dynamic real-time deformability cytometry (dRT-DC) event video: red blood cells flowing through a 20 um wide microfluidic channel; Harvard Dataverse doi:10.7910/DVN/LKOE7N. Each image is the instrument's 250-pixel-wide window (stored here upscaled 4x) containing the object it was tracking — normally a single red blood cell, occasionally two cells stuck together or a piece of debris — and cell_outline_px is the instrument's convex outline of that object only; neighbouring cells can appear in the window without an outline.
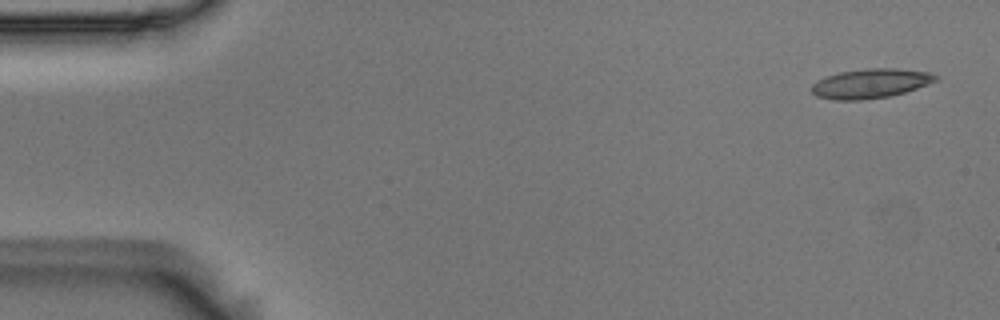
{"species": "Egyptian fruit bat (a non-hibernating species)", "species_latin": "Rousettus aegyptiacus", "temperature_condition": "room temperature", "stored_images_in_passage": 6, "camera_frame_rate_fps": 3000, "um_per_image_px": 0.085, "animal": {"sex": "male"}, "frame": {"image": 1, "passage_image": 1, "time_ms": 0.0, "image_size_px": [1000, 320], "cell_outline_px": [[940, 80], [904, 92], [888, 96], [860, 100], [836, 100], [816, 96], [812, 92], [812, 84], [816, 80], [824, 76], [840, 72], [864, 68], [896, 68], [928, 72], [940, 76]], "centroid_in_image_um": [73.99, 7.08], "position_along_channel_um": 11.0, "area_um2": 21.39}}
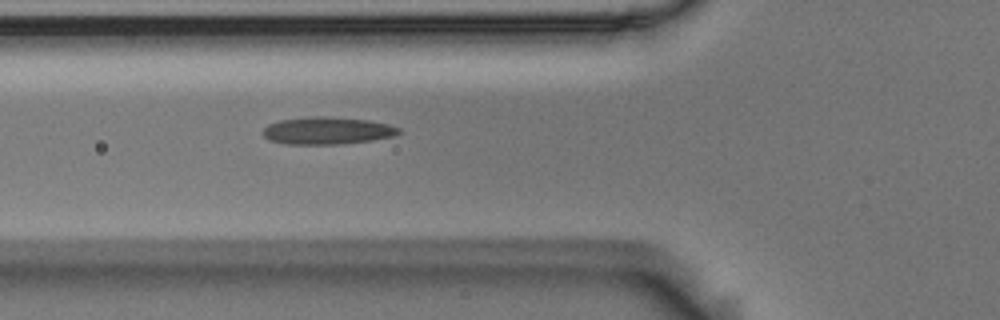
{"frame": {"image": 2, "passage_image": 6, "time_ms": 1.667, "image_size_px": [1000, 320], "cell_outline_px": [[400, 132], [392, 136], [372, 140], [340, 144], [284, 144], [268, 140], [260, 132], [268, 124], [280, 120], [308, 116], [328, 116], [368, 120], [388, 124], [400, 128]], "centroid_in_image_um": [27.76, 11.1], "position_along_channel_um": 98.0, "area_um2": 21.79}}